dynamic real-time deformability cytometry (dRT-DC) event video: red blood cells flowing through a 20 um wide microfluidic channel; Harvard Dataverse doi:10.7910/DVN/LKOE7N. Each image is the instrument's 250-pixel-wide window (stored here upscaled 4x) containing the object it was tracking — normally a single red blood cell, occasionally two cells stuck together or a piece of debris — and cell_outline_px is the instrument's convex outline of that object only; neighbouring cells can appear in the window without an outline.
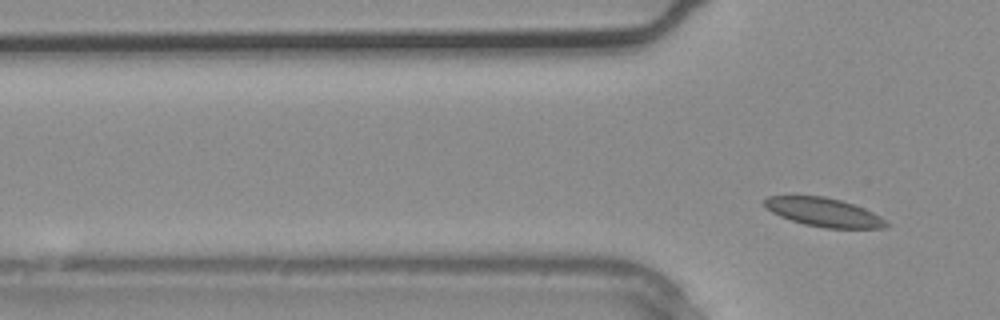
{"species": "common noctule bat (a hibernating species)", "species_latin": "Nyctalus noctula", "temperature_condition": "warm", "stored_images_in_passage": 6, "camera_frame_rate_fps": 3000, "um_per_image_px": 0.085, "animal": {"sex": "male", "body_mass_g": 20.4}, "frame": {"image": 1, "passage_image": 6, "time_ms": 1.667, "image_size_px": [1000, 320], "cell_outline_px": [[892, 224], [884, 228], [824, 228], [804, 224], [780, 216], [772, 212], [760, 200], [768, 196], [824, 196], [840, 200], [864, 208], [888, 220]], "centroid_in_image_um": [70.05, 18.04], "position_along_channel_um": 55.8, "area_um2": 20.4}}